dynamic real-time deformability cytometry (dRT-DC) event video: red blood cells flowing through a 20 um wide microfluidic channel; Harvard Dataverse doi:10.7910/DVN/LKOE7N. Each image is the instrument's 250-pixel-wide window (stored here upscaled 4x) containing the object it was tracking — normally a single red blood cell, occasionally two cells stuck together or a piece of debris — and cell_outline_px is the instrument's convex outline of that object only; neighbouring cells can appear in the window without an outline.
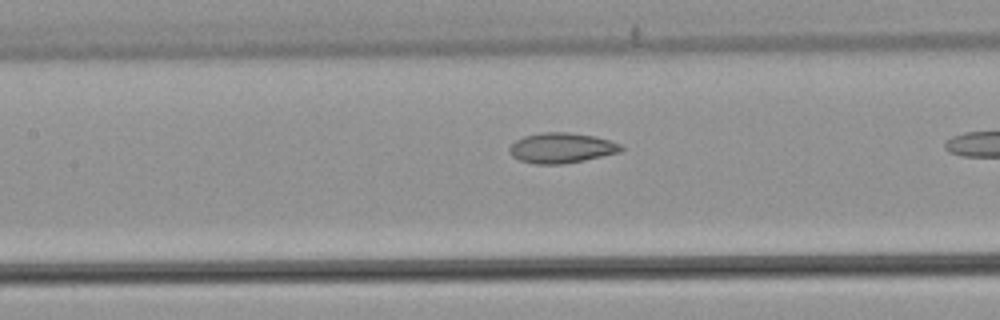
{"species": "common noctule bat (a hibernating species)", "species_latin": "Nyctalus noctula", "temperature_condition": "warm", "stored_images_in_passage": 30, "camera_frame_rate_fps": 3000, "um_per_image_px": 0.085, "animal": {"sex": "male", "body_mass_g": 21.5, "forearm_length_mm": 52.0}, "frame": {"image": 1, "passage_image": 22, "time_ms": 7.0, "image_size_px": [1000, 320], "cell_outline_px": [[624, 148], [620, 152], [584, 160], [560, 164], [536, 164], [520, 160], [512, 156], [508, 152], [508, 148], [516, 140], [524, 136], [540, 132], [568, 132], [596, 136], [620, 144]], "centroid_in_image_um": [47.7, 12.56], "position_along_channel_um": 159.7, "area_um2": 19.65}}